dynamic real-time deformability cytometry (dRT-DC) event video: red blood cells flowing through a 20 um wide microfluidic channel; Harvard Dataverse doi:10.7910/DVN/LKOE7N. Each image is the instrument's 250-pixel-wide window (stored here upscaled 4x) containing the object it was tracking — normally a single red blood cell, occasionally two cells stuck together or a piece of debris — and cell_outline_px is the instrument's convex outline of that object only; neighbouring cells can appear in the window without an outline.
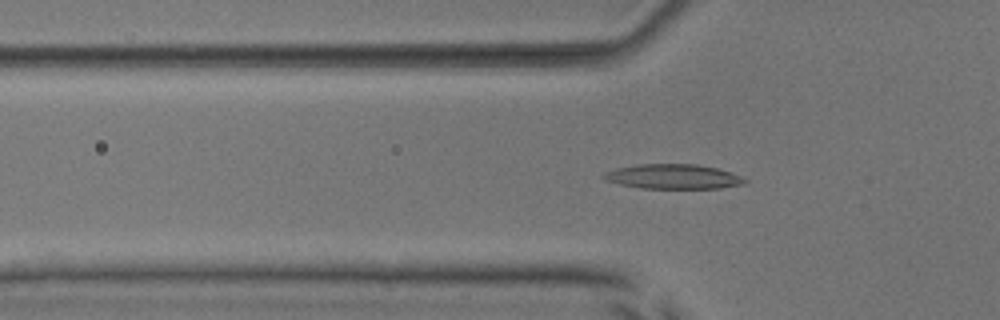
{"species": "common noctule bat (a hibernating species)", "species_latin": "Nyctalus noctula", "temperature_condition": "room temperature", "stored_images_in_passage": 52, "camera_frame_rate_fps": 3000, "um_per_image_px": 0.085, "animal": {"sex": "male", "body_mass_g": 17.9, "forearm_length_mm": 54.2}, "frame": {"image": 1, "passage_image": 17, "time_ms": 5.333, "image_size_px": [1000, 320], "cell_outline_px": [[748, 184], [720, 188], [640, 188], [620, 184], [604, 180], [600, 176], [604, 172], [616, 168], [640, 164], [696, 164], [716, 168], [740, 176], [748, 180]], "centroid_in_image_um": [57.2, 15.01], "position_along_channel_um": 68.6, "area_um2": 20.35}}
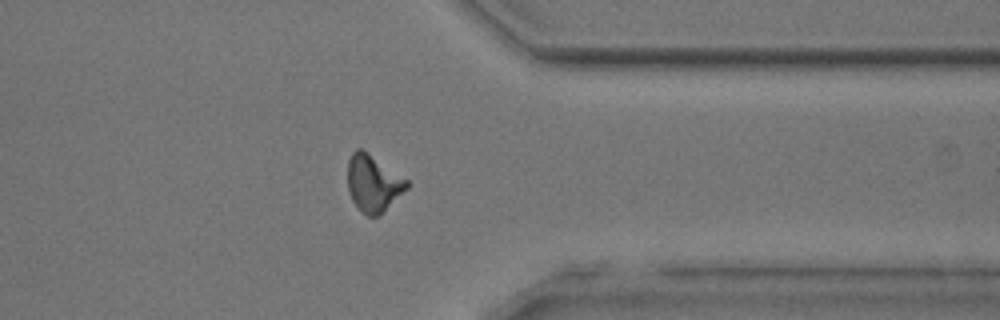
{"frame": {"image": 2, "passage_image": 41, "time_ms": 13.333, "image_size_px": [1000, 320], "cell_outline_px": [[408, 188], [380, 216], [368, 216], [352, 200], [348, 192], [348, 160], [352, 152], [356, 148], [360, 148], [408, 180]], "centroid_in_image_um": [31.72, 15.59], "position_along_channel_um": 379.7, "area_um2": 19.31}}
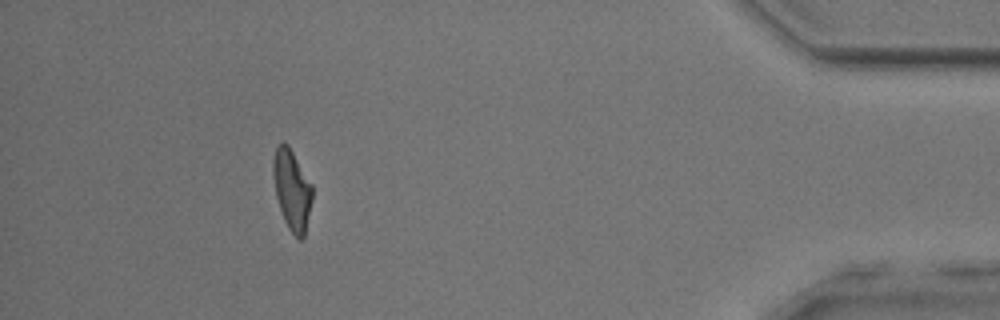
{"frame": {"image": 3, "passage_image": 47, "time_ms": 15.333, "image_size_px": [1000, 320], "cell_outline_px": [[312, 200], [304, 236], [300, 240], [288, 228], [284, 220], [276, 196], [272, 176], [272, 160], [276, 148], [284, 140], [288, 144], [312, 184]], "centroid_in_image_um": [24.8, 16.09], "position_along_channel_um": 410.4, "area_um2": 18.32}, "authors_computed_cell_mechanics": {"area_um2": 19.0451, "velocity_mm_per_s": 3.9724, "shape_relaxation_time_tau1_ms": 4.4783, "shape_relaxation_time_tau2_ms": 2.0776, "deformation_change_tau1": 0.1694, "deformation_change_tau2": 0.1047}}